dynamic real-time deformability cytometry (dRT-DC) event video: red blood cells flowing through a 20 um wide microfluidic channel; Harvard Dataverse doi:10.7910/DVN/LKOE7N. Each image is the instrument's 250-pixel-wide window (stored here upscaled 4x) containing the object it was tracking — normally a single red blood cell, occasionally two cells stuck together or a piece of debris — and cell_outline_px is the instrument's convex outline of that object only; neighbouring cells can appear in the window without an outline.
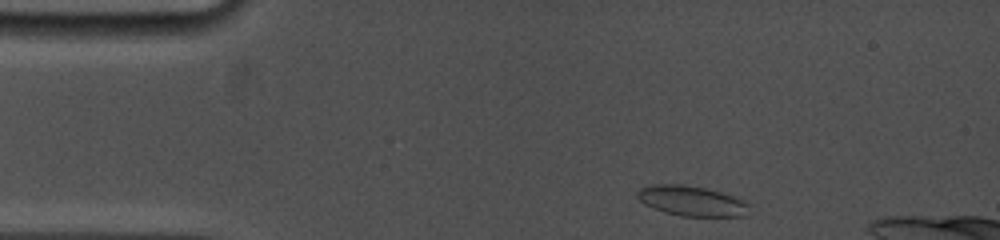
{"species": "common noctule bat (a hibernating species)", "species_latin": "Nyctalus noctula", "temperature_condition": "cold", "stored_images_in_passage": 38, "camera_frame_rate_fps": 5000, "um_per_image_px": 0.085, "animal": {"sex": "female", "body_mass_g": 19.0, "forearm_length_mm": 53.3}, "frame": {"image": 1, "passage_image": 1, "time_ms": 0.0, "image_size_px": [1000, 240], "cell_outline_px": [[748, 204], [744, 216], [680, 216], [664, 212], [644, 204], [636, 196], [636, 192], [640, 188], [652, 184], [680, 184], [704, 188], [720, 192], [744, 200]], "centroid_in_image_um": [58.72, 17.07], "position_along_channel_um": 26.3, "area_um2": 19.42}}
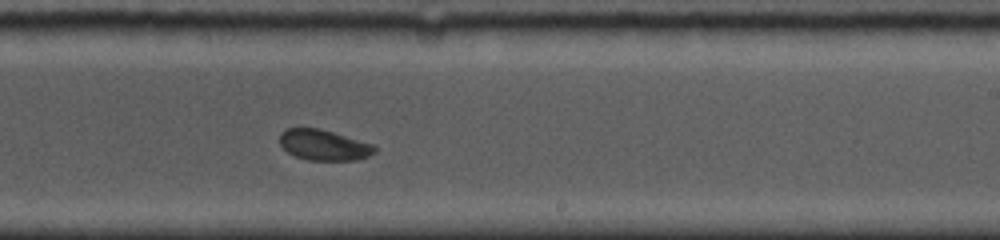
{"frame": {"image": 2, "passage_image": 23, "time_ms": 7.8, "image_size_px": [1000, 240], "cell_outline_px": [[376, 152], [368, 156], [356, 160], [308, 160], [296, 156], [288, 152], [280, 144], [280, 132], [288, 128], [320, 128], [372, 144], [376, 148]], "centroid_in_image_um": [27.52, 12.32], "position_along_channel_um": 261.5, "area_um2": 16.82}}
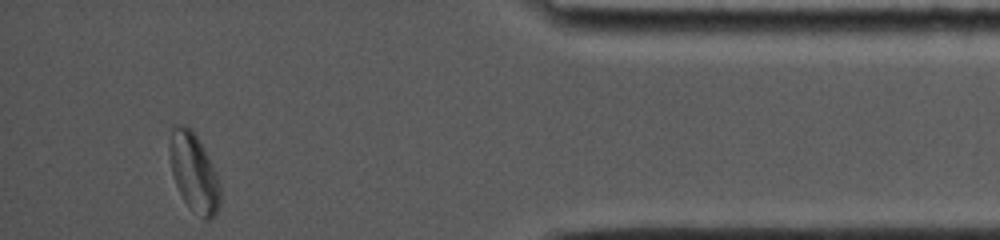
{"frame": {"image": 3, "passage_image": 38, "time_ms": 12.8, "image_size_px": [1000, 240], "cell_outline_px": [[220, 204], [216, 212], [208, 220], [204, 220], [184, 200], [172, 176], [168, 148], [168, 144], [172, 128], [176, 124], [184, 124], [196, 136], [208, 156], [216, 172], [220, 184]], "centroid_in_image_um": [16.46, 14.63], "position_along_channel_um": 418.7, "area_um2": 22.89}, "authors_computed_cell_mechanics": {"area_um2": 18.0336, "velocity_mm_per_s": 3.7511, "shape_relaxation_time_tau1_ms": 9.1843, "shape_relaxation_time_tau2_ms": 3.0165, "deformation_change_tau1": 0.1642, "deformation_change_tau2": 0.0467}}